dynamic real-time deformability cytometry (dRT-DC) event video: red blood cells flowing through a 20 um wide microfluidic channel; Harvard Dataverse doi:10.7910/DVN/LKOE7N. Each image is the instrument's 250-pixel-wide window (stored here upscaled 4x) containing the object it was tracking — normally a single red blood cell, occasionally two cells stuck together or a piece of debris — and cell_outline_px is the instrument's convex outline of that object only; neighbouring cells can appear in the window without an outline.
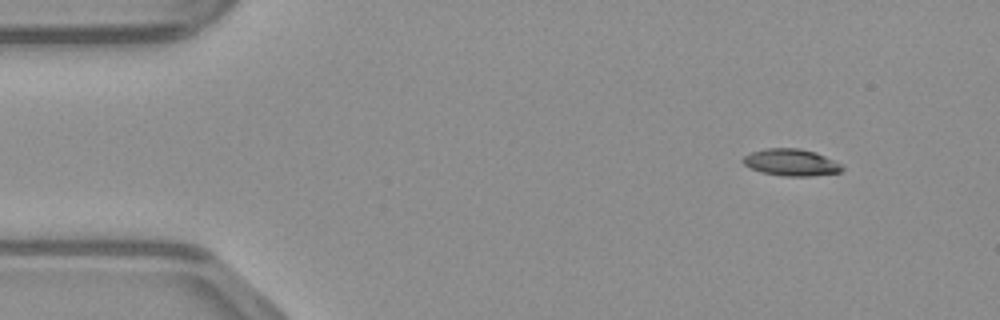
{"species": "common noctule bat (a hibernating species)", "species_latin": "Nyctalus noctula", "temperature_condition": "warm", "stored_images_in_passage": 44, "camera_frame_rate_fps": 3000, "um_per_image_px": 0.085, "animal": {"sex": "male", "body_mass_g": 23.1, "forearm_length_mm": 52.7}, "frame": {"image": 1, "passage_image": 1, "time_ms": 0.0, "image_size_px": [1000, 320], "cell_outline_px": [[844, 168], [840, 172], [812, 176], [784, 176], [760, 172], [744, 164], [740, 160], [744, 156], [752, 152], [764, 148], [800, 148], [816, 152], [840, 164]], "centroid_in_image_um": [67.22, 13.8], "position_along_channel_um": 17.8, "area_um2": 15.49}}
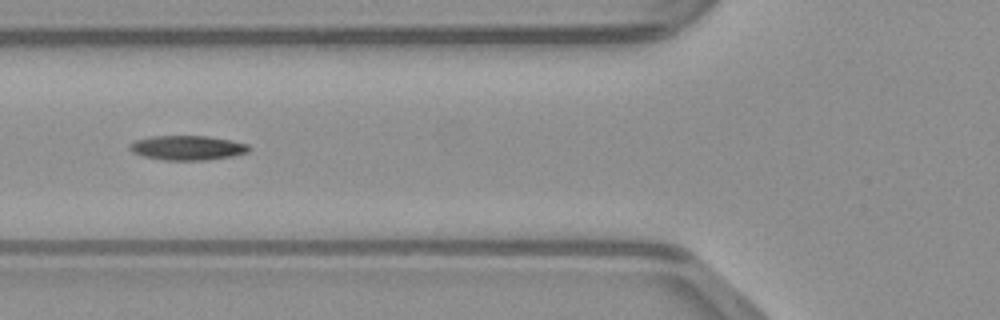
{"frame": {"image": 2, "passage_image": 14, "time_ms": 4.333, "image_size_px": [1000, 320], "cell_outline_px": [[252, 148], [248, 152], [232, 156], [204, 160], [164, 160], [144, 156], [132, 152], [128, 148], [128, 144], [136, 140], [152, 136], [208, 136], [248, 144]], "centroid_in_image_um": [15.91, 12.56], "position_along_channel_um": 109.9, "area_um2": 16.99}}
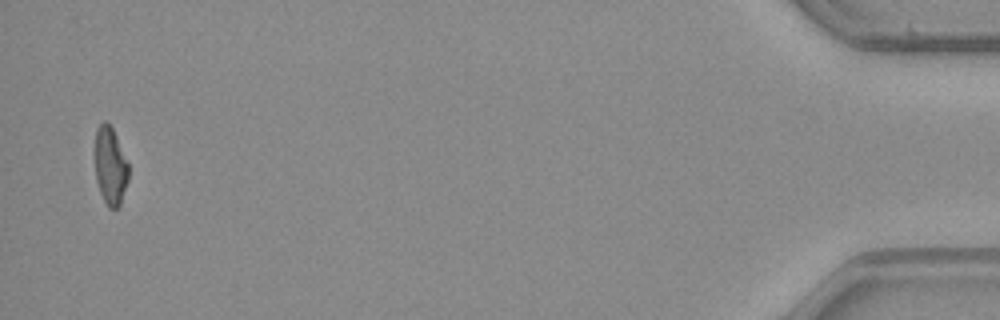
{"frame": {"image": 3, "passage_image": 43, "time_ms": 14.0, "image_size_px": [1000, 320], "cell_outline_px": [[128, 180], [120, 204], [116, 208], [108, 208], [100, 192], [96, 180], [96, 128], [104, 120], [108, 120], [116, 136], [128, 164]], "centroid_in_image_um": [9.38, 14.09], "position_along_channel_um": 425.8, "area_um2": 14.97}}